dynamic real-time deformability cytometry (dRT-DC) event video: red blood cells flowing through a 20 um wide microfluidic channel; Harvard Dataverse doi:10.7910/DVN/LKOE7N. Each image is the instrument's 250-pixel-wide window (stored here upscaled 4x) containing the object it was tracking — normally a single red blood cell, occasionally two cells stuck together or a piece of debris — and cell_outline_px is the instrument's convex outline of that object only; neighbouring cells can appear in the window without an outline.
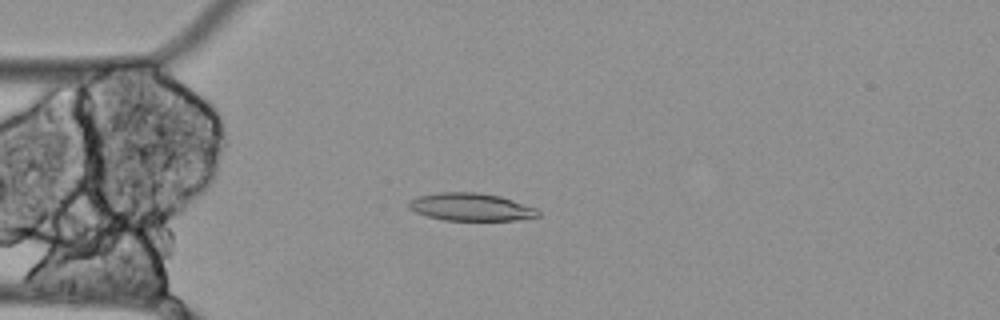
{"species": "Egyptian fruit bat (a non-hibernating species)", "species_latin": "Rousettus aegyptiacus", "temperature_condition": "cold", "stored_images_in_passage": 55, "camera_frame_rate_fps": 3000, "um_per_image_px": 0.085, "animal": {"sex": "female"}, "frame": {"image": 1, "passage_image": 15, "time_ms": 4.667, "image_size_px": [1000, 320], "cell_outline_px": [[540, 216], [516, 220], [444, 220], [428, 216], [416, 212], [408, 208], [408, 204], [416, 196], [436, 192], [476, 192], [500, 196], [536, 208], [540, 212]], "centroid_in_image_um": [40.02, 17.59], "position_along_channel_um": 45.0, "area_um2": 20.81}}
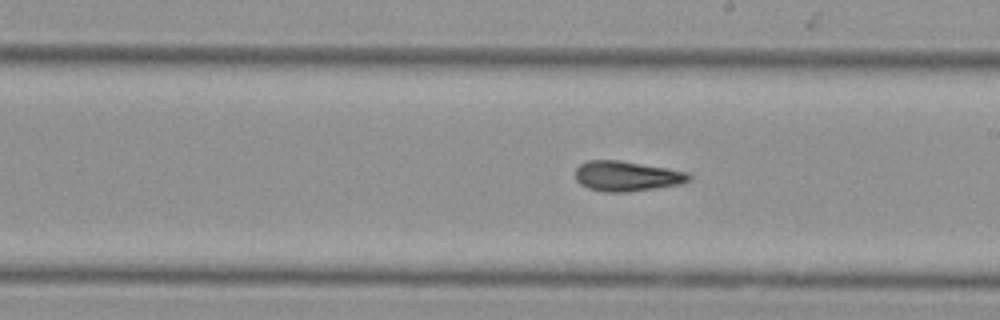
{"frame": {"image": 2, "passage_image": 32, "time_ms": 10.333, "image_size_px": [1000, 320], "cell_outline_px": [[692, 180], [680, 184], [656, 188], [628, 192], [604, 192], [588, 188], [580, 184], [576, 180], [576, 168], [580, 164], [588, 160], [620, 160], [688, 172], [692, 176]], "centroid_in_image_um": [53.28, 14.97], "position_along_channel_um": 235.7, "area_um2": 20.0}}
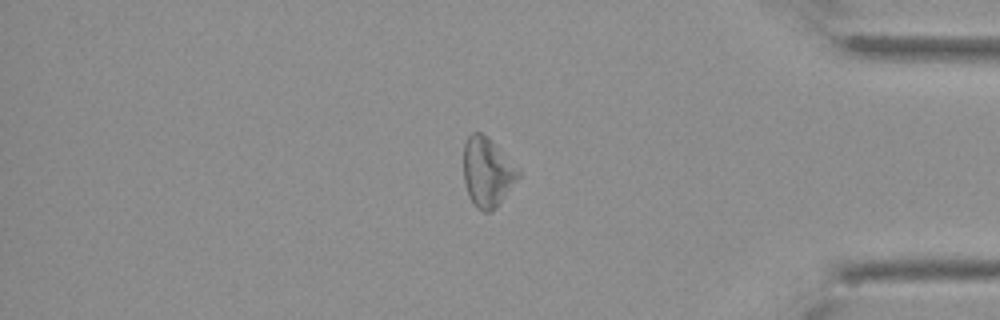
{"frame": {"image": 3, "passage_image": 48, "time_ms": 15.667, "image_size_px": [1000, 320], "cell_outline_px": [[520, 176], [496, 208], [492, 212], [484, 212], [476, 208], [472, 204], [464, 180], [464, 144], [468, 136], [472, 132], [480, 132], [488, 136], [520, 172]], "centroid_in_image_um": [41.4, 14.65], "position_along_channel_um": 393.8, "area_um2": 21.91}, "authors_computed_cell_mechanics": {"area_um2": 20.808, "velocity_mm_per_s": 3.459, "shape_relaxation_time_tau1_ms": null, "shape_relaxation_time_tau2_ms": 4.4767, "deformation_change_tau1": null, "deformation_change_tau2": 0.1552}}